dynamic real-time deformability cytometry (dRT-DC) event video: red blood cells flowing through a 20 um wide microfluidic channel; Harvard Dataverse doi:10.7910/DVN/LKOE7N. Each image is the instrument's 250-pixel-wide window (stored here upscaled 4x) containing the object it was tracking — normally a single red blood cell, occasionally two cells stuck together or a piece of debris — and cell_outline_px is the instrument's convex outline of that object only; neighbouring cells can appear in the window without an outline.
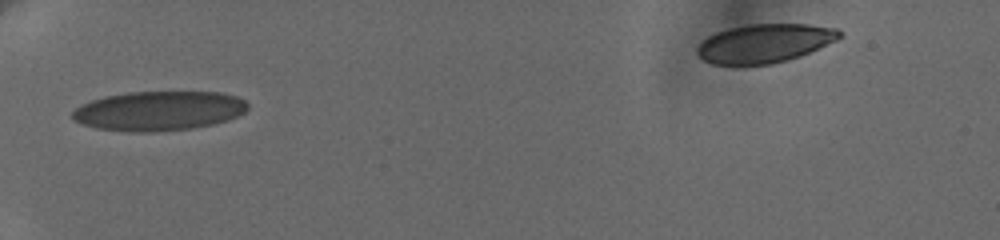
{"species": "human", "species_latin": "Homo sapiens", "temperature_condition": "cold", "stored_images_in_passage": 3, "camera_frame_rate_fps": 3000, "um_per_image_px": 0.085, "donor": {"sex": "female"}, "frame": {"image": 1, "passage_image": 1, "time_ms": 0.0, "image_size_px": [1000, 240], "cell_outline_px": [[248, 108], [244, 112], [228, 120], [212, 124], [192, 128], [148, 132], [136, 132], [96, 128], [72, 120], [72, 112], [76, 108], [92, 100], [104, 96], [128, 92], [220, 92], [236, 96], [244, 100], [248, 104]], "centroid_in_image_um": [13.5, 9.42], "position_along_channel_um": 71.5, "area_um2": 40.11}}
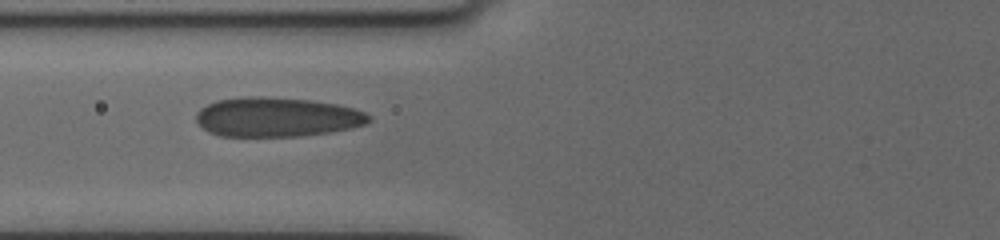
{"frame": {"image": 2, "passage_image": 2, "time_ms": 1.0, "image_size_px": [1000, 240], "cell_outline_px": [[372, 120], [364, 124], [348, 128], [328, 132], [300, 136], [220, 136], [208, 132], [196, 120], [196, 112], [200, 108], [216, 100], [244, 96], [264, 96], [312, 100], [336, 104], [352, 108], [364, 112], [372, 116]], "centroid_in_image_um": [23.5, 9.94], "position_along_channel_um": 102.3, "area_um2": 39.71}}